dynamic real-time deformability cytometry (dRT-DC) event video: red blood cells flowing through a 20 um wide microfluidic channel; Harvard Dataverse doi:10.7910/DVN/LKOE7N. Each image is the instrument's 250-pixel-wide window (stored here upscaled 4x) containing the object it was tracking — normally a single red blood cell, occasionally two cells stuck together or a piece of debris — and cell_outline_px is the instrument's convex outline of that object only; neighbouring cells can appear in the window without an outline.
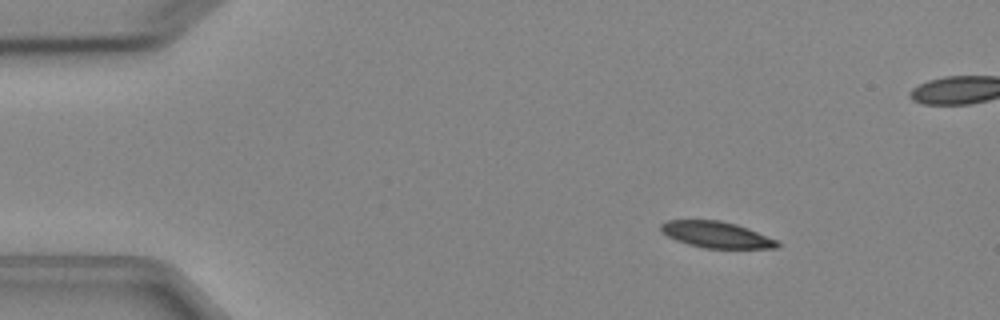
{"species": "Egyptian fruit bat (a non-hibernating species)", "species_latin": "Rousettus aegyptiacus", "temperature_condition": "cold", "stored_images_in_passage": 6, "camera_frame_rate_fps": 3000, "um_per_image_px": 0.085, "animal": {"sex": "female"}, "frame": {"image": 1, "passage_image": 3, "time_ms": 2.333, "image_size_px": [1000, 320], "cell_outline_px": [[780, 244], [776, 248], [704, 248], [688, 244], [676, 240], [660, 232], [660, 224], [668, 220], [720, 220], [736, 224], [748, 228], [780, 240]], "centroid_in_image_um": [60.91, 19.94], "position_along_channel_um": 24.1, "area_um2": 17.98}}